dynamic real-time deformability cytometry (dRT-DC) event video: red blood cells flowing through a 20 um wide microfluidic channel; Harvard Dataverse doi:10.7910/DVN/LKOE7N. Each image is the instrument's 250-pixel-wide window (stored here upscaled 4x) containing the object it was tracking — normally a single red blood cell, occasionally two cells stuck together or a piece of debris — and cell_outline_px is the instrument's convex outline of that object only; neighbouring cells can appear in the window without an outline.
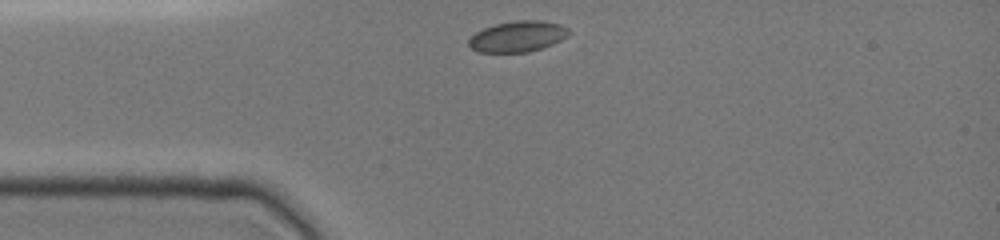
{"species": "common noctule bat (a hibernating species)", "species_latin": "Nyctalus noctula", "temperature_condition": "cold", "stored_images_in_passage": 31, "camera_frame_rate_fps": 3000, "um_per_image_px": 0.085, "animal": {"sex": "female", "body_mass_g": 19.0, "forearm_length_mm": 51.5}, "frame": {"image": 1, "passage_image": 1, "time_ms": 0.0, "image_size_px": [1000, 240], "cell_outline_px": [[572, 32], [560, 40], [552, 44], [528, 52], [480, 52], [472, 48], [468, 44], [468, 40], [476, 32], [484, 28], [496, 24], [516, 20], [540, 20], [560, 24], [568, 28]], "centroid_in_image_um": [44.02, 3.09], "position_along_channel_um": 41.0, "area_um2": 17.86}}
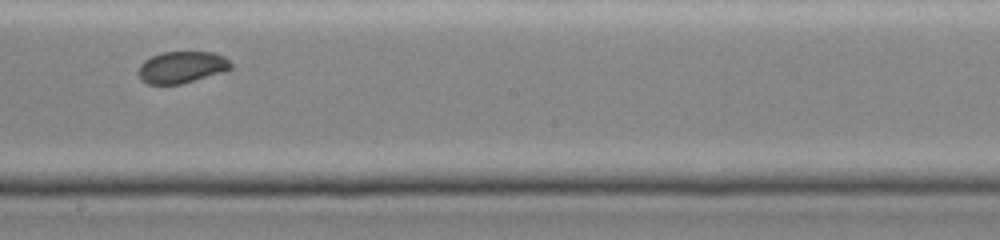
{"frame": {"image": 2, "passage_image": 17, "time_ms": 5.333, "image_size_px": [1000, 240], "cell_outline_px": [[232, 68], [220, 72], [180, 84], [148, 84], [140, 80], [136, 72], [140, 64], [144, 60], [160, 52], [212, 52], [224, 56], [232, 64]], "centroid_in_image_um": [15.38, 5.7], "position_along_channel_um": 232.8, "area_um2": 17.05}}
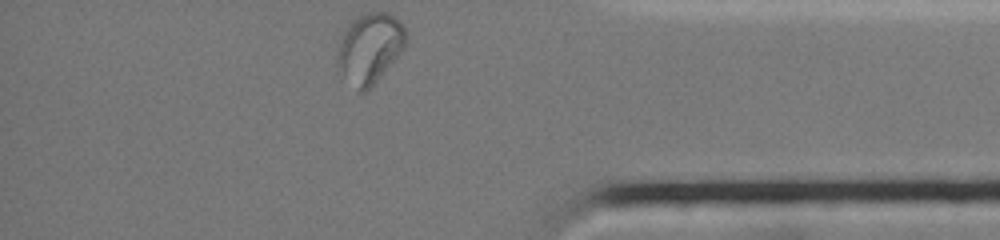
{"frame": {"image": 3, "passage_image": 31, "time_ms": 10.0, "image_size_px": [1000, 240], "cell_outline_px": [[404, 48], [376, 80], [364, 92], [360, 92], [336, 64], [336, 56], [344, 32], [348, 24], [356, 16], [364, 12], [388, 12], [400, 20], [404, 24]], "centroid_in_image_um": [31.43, 4.01], "position_along_channel_um": 403.8, "area_um2": 27.17}}